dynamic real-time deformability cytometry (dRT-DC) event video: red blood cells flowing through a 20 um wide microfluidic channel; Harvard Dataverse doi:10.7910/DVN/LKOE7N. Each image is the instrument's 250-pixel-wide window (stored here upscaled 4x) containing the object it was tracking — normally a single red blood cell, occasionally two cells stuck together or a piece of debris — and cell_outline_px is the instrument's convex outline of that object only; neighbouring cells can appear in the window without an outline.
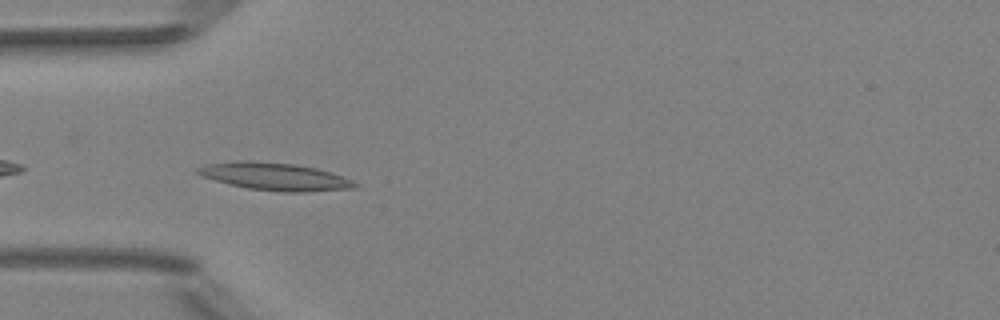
{"species": "Egyptian fruit bat (a non-hibernating species)", "species_latin": "Rousettus aegyptiacus", "temperature_condition": "room temperature", "stored_images_in_passage": 6, "camera_frame_rate_fps": 3000, "um_per_image_px": 0.085, "animal": {"sex": "female"}, "frame": {"image": 1, "passage_image": 4, "time_ms": 1.0, "image_size_px": [1000, 320], "cell_outline_px": [[360, 184], [356, 188], [304, 192], [284, 192], [248, 188], [200, 176], [196, 172], [196, 168], [208, 164], [232, 160], [252, 160], [296, 164], [316, 168], [352, 180]], "centroid_in_image_um": [23.35, 14.99], "position_along_channel_um": 61.7, "area_um2": 25.2}}
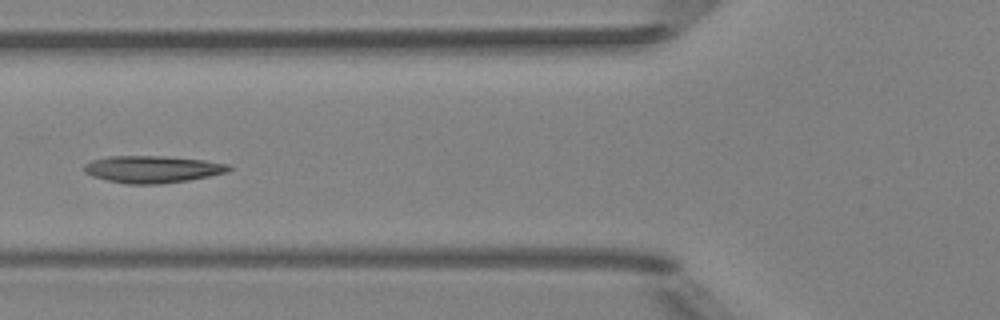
{"frame": {"image": 2, "passage_image": 5, "time_ms": 1.333, "image_size_px": [1000, 320], "cell_outline_px": [[232, 168], [228, 172], [188, 180], [160, 184], [128, 184], [108, 180], [92, 176], [84, 172], [84, 164], [92, 160], [108, 156], [164, 156], [204, 160], [232, 164]], "centroid_in_image_um": [12.98, 14.38], "position_along_channel_um": 112.8, "area_um2": 22.89}}
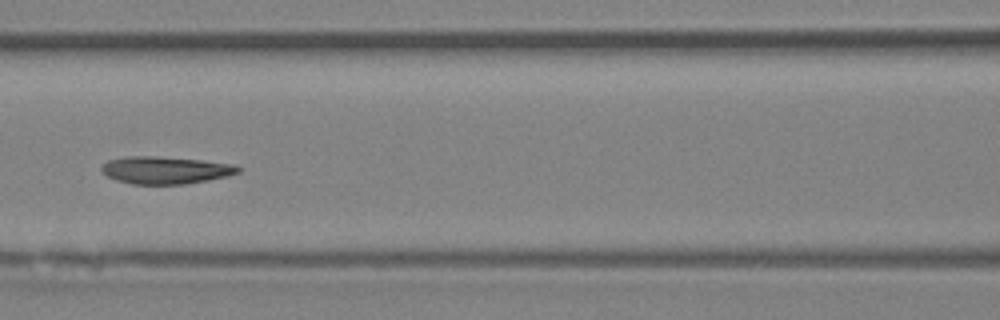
{"frame": {"image": 3, "passage_image": 6, "time_ms": 1.667, "image_size_px": [1000, 320], "cell_outline_px": [[240, 172], [228, 176], [208, 180], [184, 184], [132, 184], [116, 180], [108, 176], [100, 168], [108, 160], [124, 156], [156, 156], [200, 160], [232, 164], [240, 168]], "centroid_in_image_um": [14.05, 14.46], "position_along_channel_um": 152.5, "area_um2": 21.68}}